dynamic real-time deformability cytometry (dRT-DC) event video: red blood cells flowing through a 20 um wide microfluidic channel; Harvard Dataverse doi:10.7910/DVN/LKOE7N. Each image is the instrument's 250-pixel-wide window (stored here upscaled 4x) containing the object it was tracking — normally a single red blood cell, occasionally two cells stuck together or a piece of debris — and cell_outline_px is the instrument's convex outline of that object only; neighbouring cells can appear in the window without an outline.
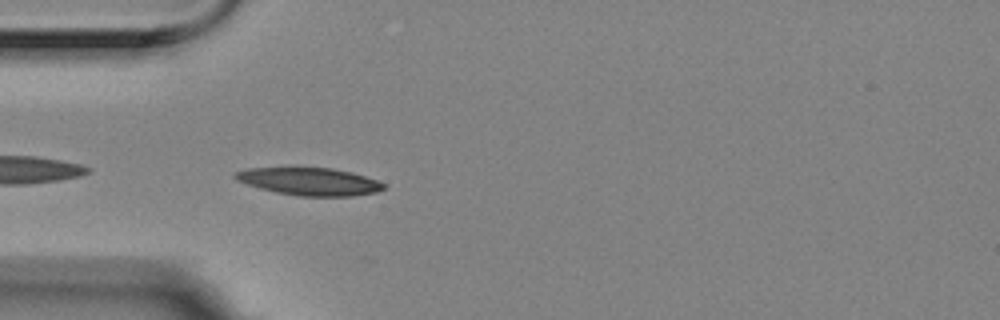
{"species": "Egyptian fruit bat (a non-hibernating species)", "species_latin": "Rousettus aegyptiacus", "temperature_condition": "room temperature", "stored_images_in_passage": 5, "camera_frame_rate_fps": 3000, "um_per_image_px": 0.085, "animal": {"sex": "female"}, "frame": {"image": 1, "passage_image": 5, "time_ms": 1.333, "image_size_px": [1000, 320], "cell_outline_px": [[384, 188], [376, 192], [352, 196], [300, 196], [276, 192], [260, 188], [236, 180], [232, 176], [236, 172], [248, 168], [332, 168], [352, 172], [376, 180], [384, 184]], "centroid_in_image_um": [26.3, 15.43], "position_along_channel_um": 58.7, "area_um2": 23.58}}